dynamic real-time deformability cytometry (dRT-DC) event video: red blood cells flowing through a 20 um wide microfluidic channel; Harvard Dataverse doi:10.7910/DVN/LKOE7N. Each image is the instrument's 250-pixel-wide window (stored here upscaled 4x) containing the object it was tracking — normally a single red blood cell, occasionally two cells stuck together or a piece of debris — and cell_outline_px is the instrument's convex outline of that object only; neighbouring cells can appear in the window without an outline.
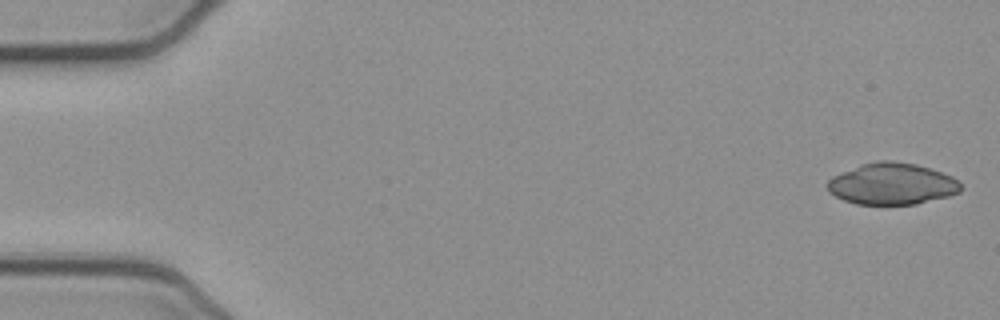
{"species": "common noctule bat (a hibernating species)", "species_latin": "Nyctalus noctula", "temperature_condition": "cold", "stored_images_in_passage": 51, "camera_frame_rate_fps": 3000, "um_per_image_px": 0.085, "animal": {"sex": "female", "body_mass_g": 21.9}, "frame": {"image": 1, "passage_image": 1, "time_ms": 0.0, "image_size_px": [1000, 320], "cell_outline_px": [[960, 192], [948, 196], [916, 204], [856, 204], [844, 200], [828, 192], [828, 180], [832, 176], [860, 164], [876, 160], [892, 160], [916, 164], [952, 176], [960, 180]], "centroid_in_image_um": [75.81, 15.62], "position_along_channel_um": 9.2, "area_um2": 32.31}}